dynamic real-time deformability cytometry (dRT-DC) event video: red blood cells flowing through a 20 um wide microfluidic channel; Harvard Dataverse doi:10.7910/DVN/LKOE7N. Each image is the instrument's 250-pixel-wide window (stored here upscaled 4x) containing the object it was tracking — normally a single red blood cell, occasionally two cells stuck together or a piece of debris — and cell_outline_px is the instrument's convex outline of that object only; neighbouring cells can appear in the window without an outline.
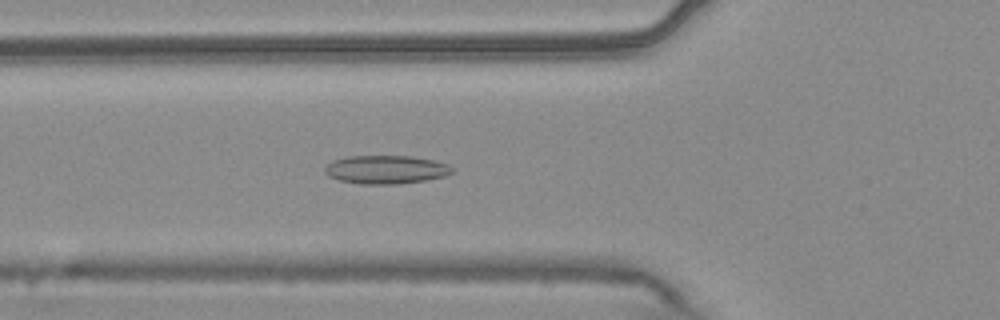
{"species": "common noctule bat (a hibernating species)", "species_latin": "Nyctalus noctula", "temperature_condition": "warm", "stored_images_in_passage": 49, "camera_frame_rate_fps": 3000, "um_per_image_px": 0.085, "animal": {"sex": "male", "body_mass_g": 20.4}, "frame": {"image": 1, "passage_image": 14, "time_ms": 4.333, "image_size_px": [1000, 320], "cell_outline_px": [[456, 172], [444, 176], [424, 180], [400, 184], [360, 184], [340, 180], [328, 176], [324, 172], [324, 168], [332, 160], [348, 156], [408, 156], [432, 160], [448, 164]], "centroid_in_image_um": [32.79, 14.41], "position_along_channel_um": 93.0, "area_um2": 21.1}}
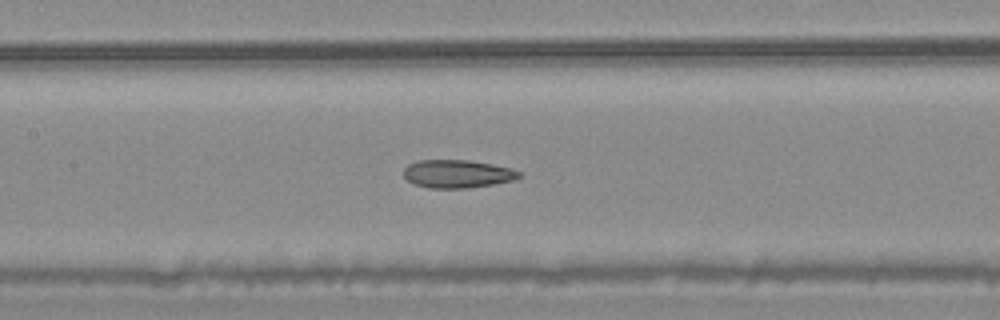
{"frame": {"image": 2, "passage_image": 20, "time_ms": 6.333, "image_size_px": [1000, 320], "cell_outline_px": [[524, 176], [512, 180], [492, 184], [468, 188], [428, 188], [412, 184], [404, 176], [404, 168], [408, 164], [420, 160], [468, 160], [492, 164], [512, 168], [520, 172]], "centroid_in_image_um": [38.87, 14.78], "position_along_channel_um": 168.5, "area_um2": 18.96}}
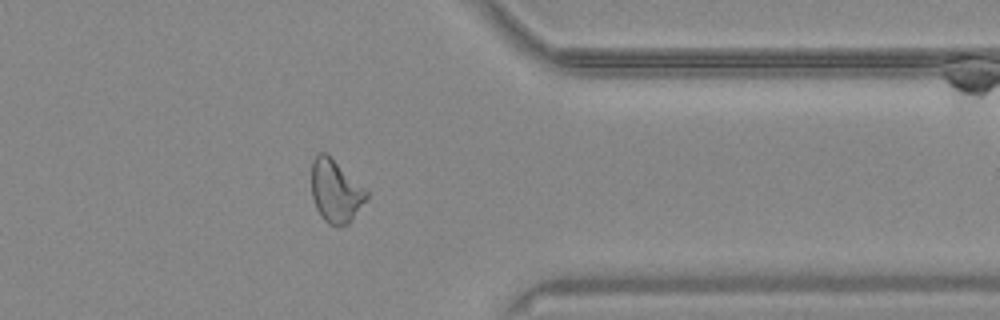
{"frame": {"image": 3, "passage_image": 38, "time_ms": 12.333, "image_size_px": [1000, 320], "cell_outline_px": [[368, 196], [348, 224], [328, 224], [320, 216], [316, 208], [312, 196], [312, 160], [316, 152], [328, 152], [368, 192]], "centroid_in_image_um": [28.49, 16.18], "position_along_channel_um": 382.9, "area_um2": 20.0}, "authors_computed_cell_mechanics": {"area_um2": 20.23, "velocity_mm_per_s": 3.7398, "shape_relaxation_time_tau1_ms": null, "shape_relaxation_time_tau2_ms": 3.1413, "deformation_change_tau1": null, "deformation_change_tau2": 0.1036}}